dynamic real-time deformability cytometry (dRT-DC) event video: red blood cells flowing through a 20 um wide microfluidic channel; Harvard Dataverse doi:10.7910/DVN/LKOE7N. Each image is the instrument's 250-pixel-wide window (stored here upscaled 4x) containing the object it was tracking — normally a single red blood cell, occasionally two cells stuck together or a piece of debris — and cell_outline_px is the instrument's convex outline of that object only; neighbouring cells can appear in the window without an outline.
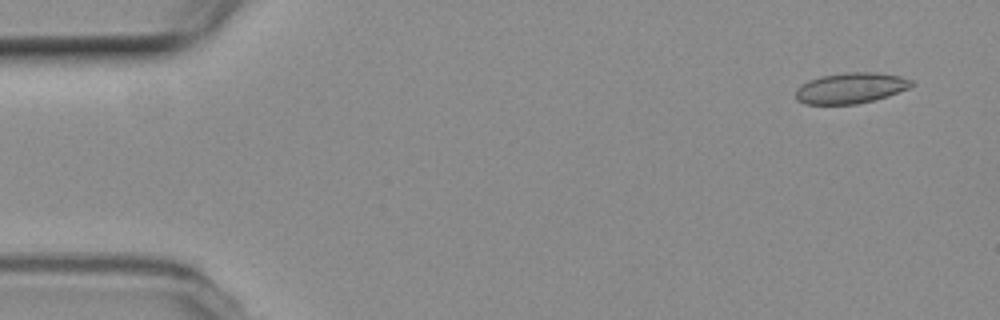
{"species": "common noctule bat (a hibernating species)", "species_latin": "Nyctalus noctula", "temperature_condition": "room temperature", "stored_images_in_passage": 55, "camera_frame_rate_fps": 3000, "um_per_image_px": 0.085, "animal": {"sex": "female", "body_mass_g": 19.3, "forearm_length_mm": 54.1}, "frame": {"image": 1, "passage_image": 2, "time_ms": 0.333, "image_size_px": [1000, 320], "cell_outline_px": [[916, 84], [908, 88], [888, 96], [876, 100], [856, 104], [804, 104], [796, 100], [796, 88], [800, 84], [808, 80], [820, 76], [844, 72], [876, 72], [900, 76], [912, 80]], "centroid_in_image_um": [72.3, 7.48], "position_along_channel_um": 12.7, "area_um2": 21.04}}
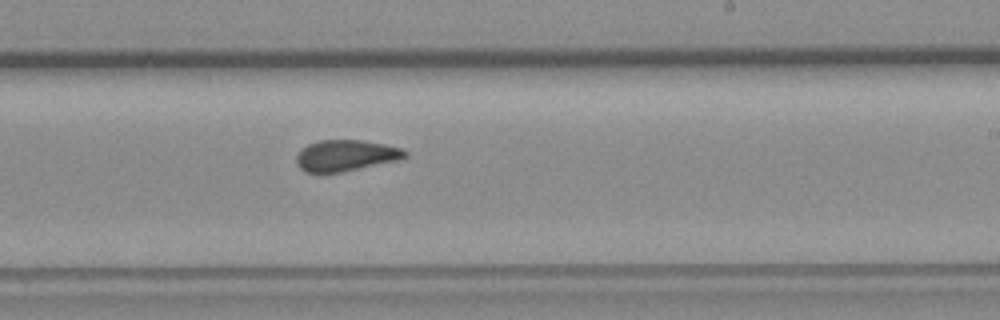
{"frame": {"image": 2, "passage_image": 32, "time_ms": 10.333, "image_size_px": [1000, 320], "cell_outline_px": [[408, 156], [400, 160], [344, 172], [324, 176], [320, 176], [304, 172], [296, 164], [296, 156], [308, 144], [320, 140], [360, 140], [384, 144], [404, 148], [408, 152]], "centroid_in_image_um": [29.38, 13.27], "position_along_channel_um": 259.6, "area_um2": 20.52}}
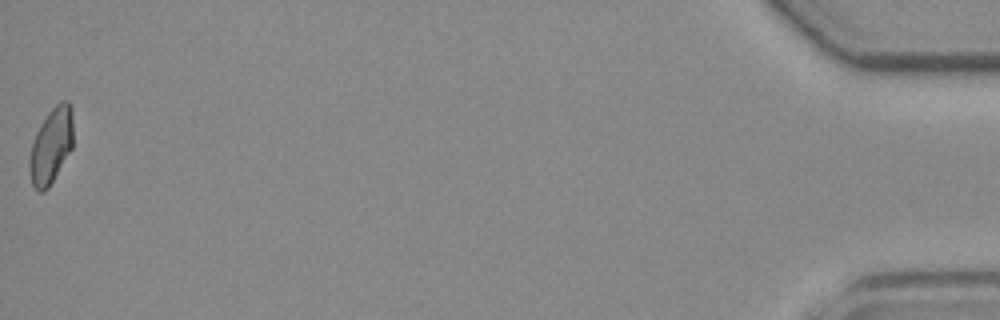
{"frame": {"image": 3, "passage_image": 55, "time_ms": 18.0, "image_size_px": [1000, 320], "cell_outline_px": [[72, 148], [48, 188], [44, 192], [36, 192], [32, 184], [28, 168], [28, 160], [32, 144], [36, 132], [40, 124], [48, 112], [60, 100], [68, 100], [72, 108]], "centroid_in_image_um": [4.32, 12.39], "position_along_channel_um": 430.9, "area_um2": 19.36}, "authors_computed_cell_mechanics": {"area_um2": 20.1144, "velocity_mm_per_s": 3.6174, "shape_relaxation_time_tau1_ms": null, "shape_relaxation_time_tau2_ms": 1.8064, "deformation_change_tau1": null, "deformation_change_tau2": 0.0632}}